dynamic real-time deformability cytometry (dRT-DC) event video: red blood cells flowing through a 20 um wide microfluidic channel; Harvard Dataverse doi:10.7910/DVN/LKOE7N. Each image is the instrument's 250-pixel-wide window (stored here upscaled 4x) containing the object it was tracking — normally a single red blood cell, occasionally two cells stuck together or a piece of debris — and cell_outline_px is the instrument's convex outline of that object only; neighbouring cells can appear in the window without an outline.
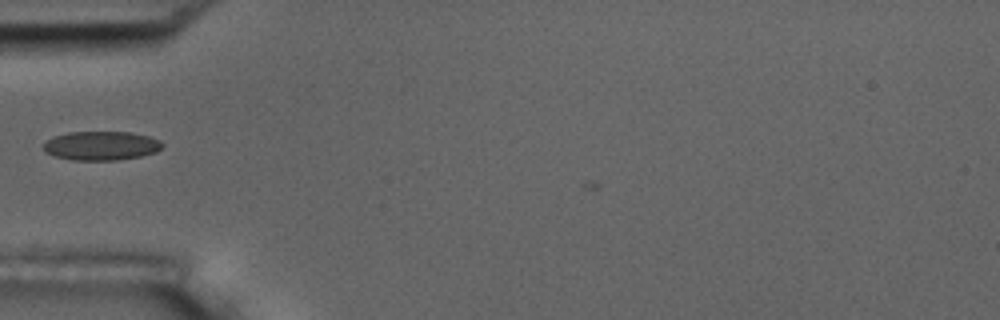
{"species": "common noctule bat (a hibernating species)", "species_latin": "Nyctalus noctula", "temperature_condition": "room temperature", "stored_images_in_passage": 3, "camera_frame_rate_fps": 3000, "um_per_image_px": 0.085, "animal": {"sex": "male", "body_mass_g": 17.5, "forearm_length_mm": 52.3}, "frame": {"image": 1, "passage_image": 2, "time_ms": 1.333, "image_size_px": [1000, 320], "cell_outline_px": [[164, 144], [156, 152], [140, 156], [116, 160], [72, 160], [56, 156], [44, 152], [44, 144], [52, 136], [68, 132], [128, 132], [148, 136], [160, 140]], "centroid_in_image_um": [8.59, 12.38], "position_along_channel_um": 76.4, "area_um2": 20.0}}